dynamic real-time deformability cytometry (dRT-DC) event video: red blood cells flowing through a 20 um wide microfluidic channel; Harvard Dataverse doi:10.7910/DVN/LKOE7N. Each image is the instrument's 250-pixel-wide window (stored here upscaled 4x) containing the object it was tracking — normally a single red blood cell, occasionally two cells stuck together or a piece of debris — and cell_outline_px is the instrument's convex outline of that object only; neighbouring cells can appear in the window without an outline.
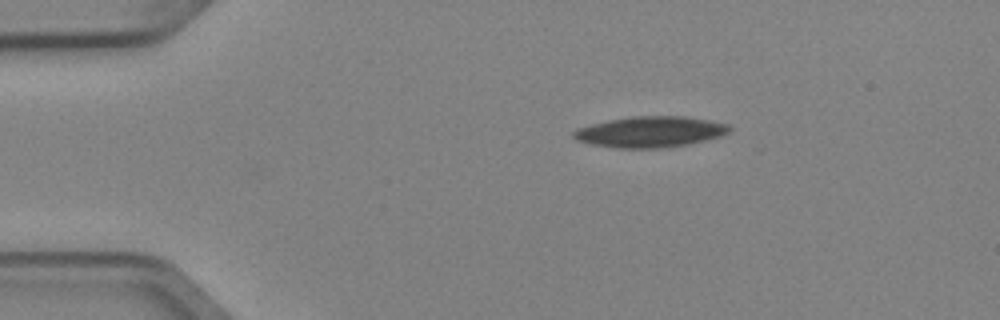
{"species": "Egyptian fruit bat (a non-hibernating species)", "species_latin": "Rousettus aegyptiacus", "temperature_condition": "cold", "stored_images_in_passage": 5, "camera_frame_rate_fps": 3000, "um_per_image_px": 0.085, "animal": {"sex": "female"}, "frame": {"image": 1, "passage_image": 1, "time_ms": 0.0, "image_size_px": [1000, 320], "cell_outline_px": [[732, 128], [728, 132], [720, 136], [688, 144], [660, 148], [620, 148], [592, 144], [576, 140], [572, 136], [572, 132], [580, 128], [608, 120], [632, 116], [684, 116], [708, 120], [728, 124]], "centroid_in_image_um": [55.28, 11.2], "position_along_channel_um": 29.7, "area_um2": 27.74}}
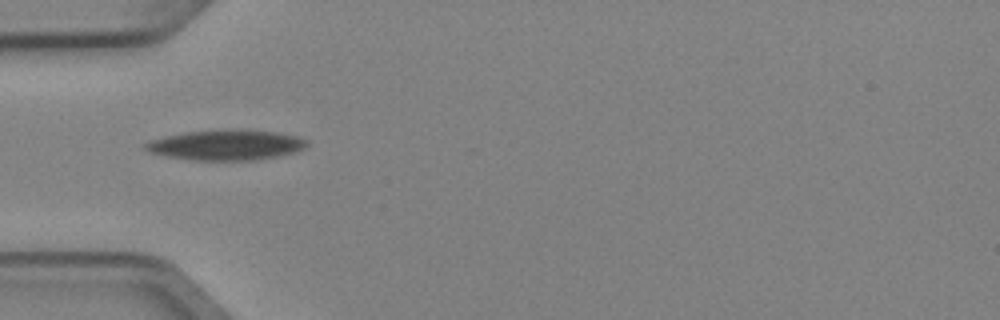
{"frame": {"image": 2, "passage_image": 3, "time_ms": 0.667, "image_size_px": [1000, 320], "cell_outline_px": [[308, 144], [304, 148], [296, 152], [280, 156], [256, 160], [196, 160], [164, 156], [148, 152], [144, 148], [144, 144], [148, 140], [164, 136], [184, 132], [228, 128], [276, 132], [300, 136], [308, 140]], "centroid_in_image_um": [19.22, 12.31], "position_along_channel_um": 65.8, "area_um2": 29.07}}
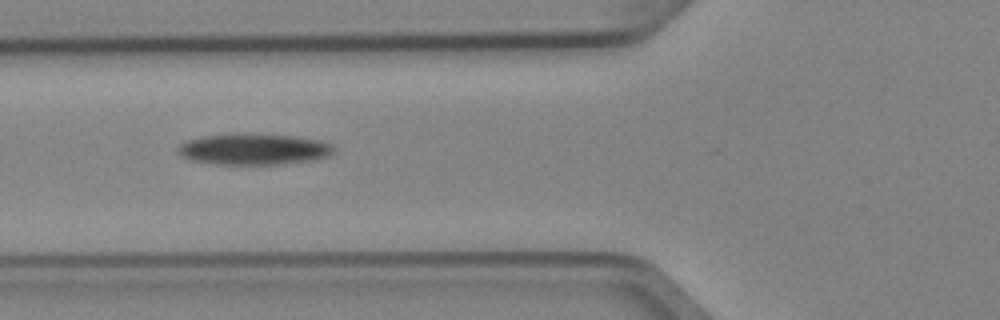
{"frame": {"image": 3, "passage_image": 4, "time_ms": 1.0, "image_size_px": [1000, 320], "cell_outline_px": [[336, 148], [332, 152], [324, 156], [308, 160], [280, 164], [216, 164], [192, 160], [184, 156], [176, 148], [180, 144], [188, 140], [200, 136], [292, 136], [320, 140], [332, 144]], "centroid_in_image_um": [21.57, 12.71], "position_along_channel_um": 104.2, "area_um2": 26.88}}